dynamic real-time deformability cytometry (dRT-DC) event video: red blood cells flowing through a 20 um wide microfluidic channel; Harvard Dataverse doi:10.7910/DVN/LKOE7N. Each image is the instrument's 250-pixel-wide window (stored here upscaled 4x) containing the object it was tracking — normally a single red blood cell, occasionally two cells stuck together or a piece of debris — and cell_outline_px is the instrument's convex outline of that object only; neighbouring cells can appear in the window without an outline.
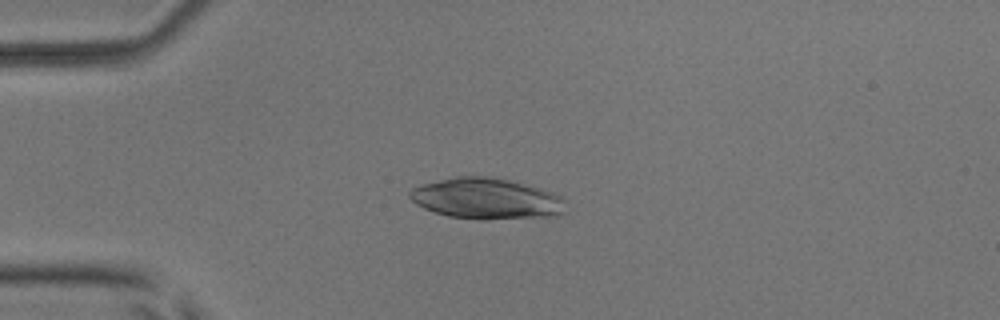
{"species": "common noctule bat (a hibernating species)", "species_latin": "Nyctalus noctula", "temperature_condition": "room temperature", "stored_images_in_passage": 6, "camera_frame_rate_fps": 3000, "um_per_image_px": 0.085, "animal": {"sex": "male", "body_mass_g": 17.9, "forearm_length_mm": 54.2}, "frame": {"image": 1, "passage_image": 3, "time_ms": 3.333, "image_size_px": [1000, 320], "cell_outline_px": [[564, 212], [556, 216], [488, 220], [484, 220], [448, 216], [424, 208], [416, 204], [408, 196], [408, 192], [412, 188], [424, 184], [456, 176], [484, 176], [508, 180], [552, 192], [564, 196]], "centroid_in_image_um": [41.35, 16.9], "position_along_channel_um": 43.6, "area_um2": 37.11}}
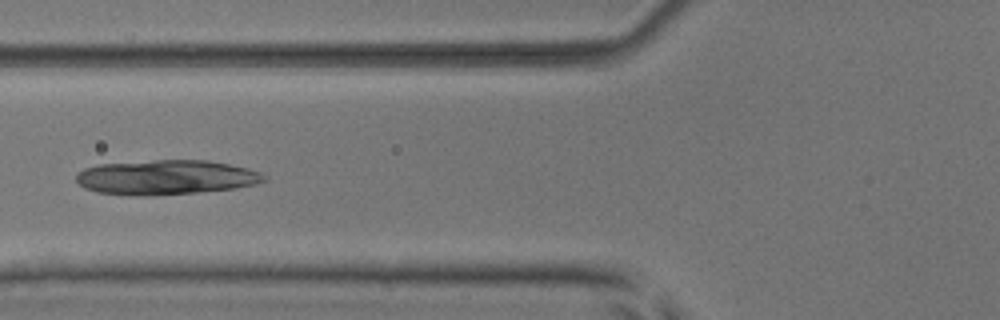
{"frame": {"image": 2, "passage_image": 5, "time_ms": 5.667, "image_size_px": [1000, 320], "cell_outline_px": [[268, 180], [256, 184], [236, 188], [196, 192], [96, 192], [84, 188], [76, 180], [76, 172], [84, 168], [100, 164], [156, 160], [208, 160], [248, 168], [260, 172], [268, 176]], "centroid_in_image_um": [14.2, 15.01], "position_along_channel_um": 111.6, "area_um2": 36.53}}
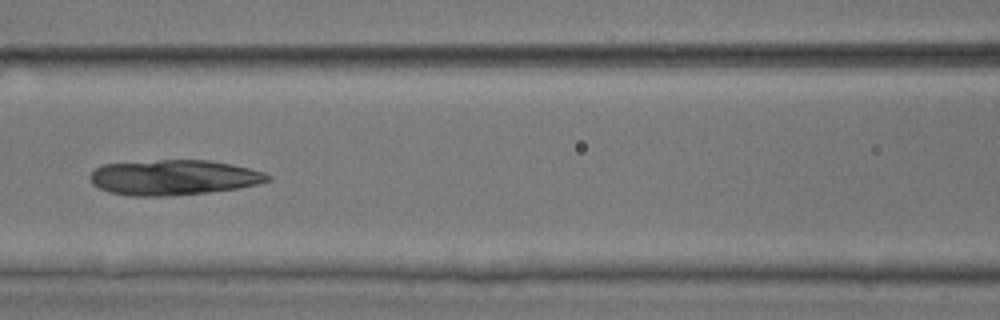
{"frame": {"image": 3, "passage_image": 6, "time_ms": 6.667, "image_size_px": [1000, 320], "cell_outline_px": [[272, 180], [240, 188], [208, 192], [164, 196], [132, 196], [108, 192], [92, 184], [88, 176], [96, 168], [104, 164], [160, 160], [208, 160], [232, 164], [264, 172], [272, 176]], "centroid_in_image_um": [14.76, 15.08], "position_along_channel_um": 151.8, "area_um2": 36.47}}